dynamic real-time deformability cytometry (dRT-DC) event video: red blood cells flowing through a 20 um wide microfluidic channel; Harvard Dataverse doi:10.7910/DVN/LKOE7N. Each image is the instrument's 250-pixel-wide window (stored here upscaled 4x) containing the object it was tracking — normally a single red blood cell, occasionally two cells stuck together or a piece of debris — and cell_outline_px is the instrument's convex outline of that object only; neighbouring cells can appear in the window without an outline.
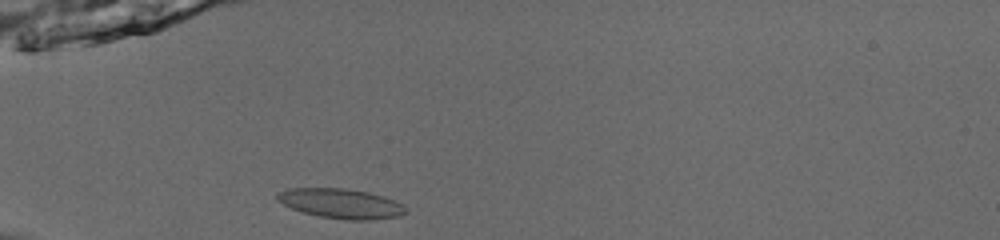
{"species": "common noctule bat (a hibernating species)", "species_latin": "Nyctalus noctula", "temperature_condition": "room temperature", "stored_images_in_passage": 36, "camera_frame_rate_fps": 3000, "um_per_image_px": 0.085, "animal": {"sex": "male", "body_mass_g": 13.0, "forearm_length_mm": 53.1}, "frame": {"image": 1, "passage_image": 1, "time_ms": 0.0, "image_size_px": [1000, 240], "cell_outline_px": [[408, 212], [400, 216], [372, 220], [348, 220], [320, 216], [304, 212], [292, 208], [276, 200], [276, 192], [288, 188], [344, 188], [368, 192], [384, 196], [404, 204]], "centroid_in_image_um": [29.01, 17.29], "position_along_channel_um": 56.0, "area_um2": 22.43}}
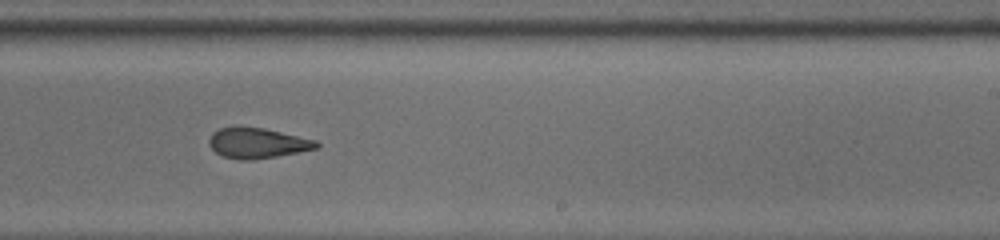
{"frame": {"image": 2, "passage_image": 18, "time_ms": 5.667, "image_size_px": [1000, 240], "cell_outline_px": [[320, 148], [276, 156], [252, 160], [240, 160], [224, 156], [216, 152], [208, 144], [208, 140], [212, 132], [220, 128], [236, 124], [264, 128], [316, 140], [320, 144]], "centroid_in_image_um": [21.85, 12.13], "position_along_channel_um": 267.2, "area_um2": 19.36}}
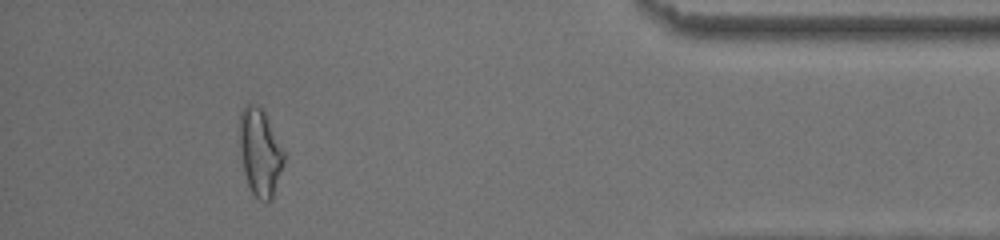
{"frame": {"image": 3, "passage_image": 32, "time_ms": 10.333, "image_size_px": [1000, 240], "cell_outline_px": [[284, 164], [272, 200], [260, 200], [252, 192], [248, 184], [244, 172], [236, 140], [240, 112], [244, 104], [256, 104], [264, 112], [284, 152]], "centroid_in_image_um": [22.04, 12.91], "position_along_channel_um": 413.2, "area_um2": 22.95}, "authors_computed_cell_mechanics": {"area_um2": 19.941, "velocity_mm_per_s": 3.944, "shape_relaxation_time_tau1_ms": null, "shape_relaxation_time_tau2_ms": 1.873, "deformation_change_tau1": null, "deformation_change_tau2": 0.0932}}